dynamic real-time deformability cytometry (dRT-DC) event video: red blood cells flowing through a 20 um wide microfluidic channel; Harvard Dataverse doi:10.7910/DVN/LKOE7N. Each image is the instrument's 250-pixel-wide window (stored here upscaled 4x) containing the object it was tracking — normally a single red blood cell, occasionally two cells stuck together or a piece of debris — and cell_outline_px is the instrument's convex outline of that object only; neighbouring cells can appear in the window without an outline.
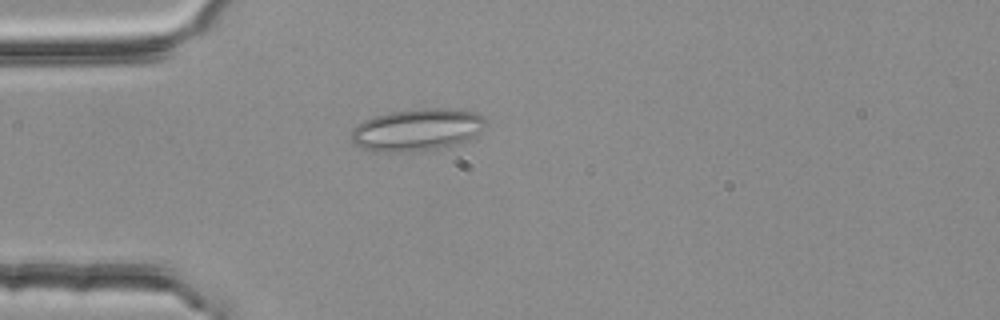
{"species": "common noctule bat (a hibernating species)", "species_latin": "Nyctalus noctula", "temperature_condition": "room temperature", "stored_images_in_passage": 1, "camera_frame_rate_fps": 3000, "um_per_image_px": 0.085, "animal": {"sex": "female", "body_mass_g": 25.1}, "frame": {"image": 1, "passage_image": 1, "time_ms": 0.0, "image_size_px": [1000, 320], "cell_outline_px": [[488, 120], [484, 128], [480, 132], [456, 144], [436, 148], [408, 152], [384, 152], [364, 148], [356, 144], [352, 140], [352, 128], [364, 120], [372, 116], [388, 112], [420, 108], [448, 108], [476, 112], [484, 116]], "centroid_in_image_um": [35.47, 11.0], "position_along_channel_um": 49.5, "area_um2": 33.0}}